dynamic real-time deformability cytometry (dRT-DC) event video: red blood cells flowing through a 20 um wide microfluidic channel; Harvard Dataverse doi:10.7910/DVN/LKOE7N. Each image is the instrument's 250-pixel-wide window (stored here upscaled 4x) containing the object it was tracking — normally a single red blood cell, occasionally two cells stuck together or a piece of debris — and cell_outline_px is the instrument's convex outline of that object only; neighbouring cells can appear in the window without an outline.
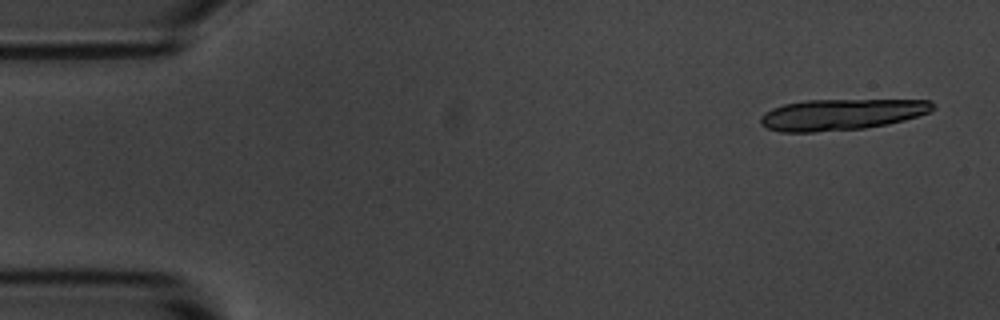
{"species": "common noctule bat (a hibernating species)", "species_latin": "Nyctalus noctula", "temperature_condition": "room temperature", "stored_images_in_passage": 7, "camera_frame_rate_fps": 3000, "um_per_image_px": 0.085, "animal": {"sex": "male", "body_mass_g": 20.1, "forearm_length_mm": 53.5}, "frame": {"image": 1, "passage_image": 1, "time_ms": 0.0, "image_size_px": [1000, 320], "cell_outline_px": [[936, 108], [932, 112], [904, 120], [888, 124], [864, 128], [812, 132], [780, 132], [768, 128], [760, 124], [760, 116], [764, 112], [772, 108], [784, 104], [804, 100], [932, 100], [936, 104]], "centroid_in_image_um": [71.54, 9.72], "position_along_channel_um": 13.5, "area_um2": 31.5}}
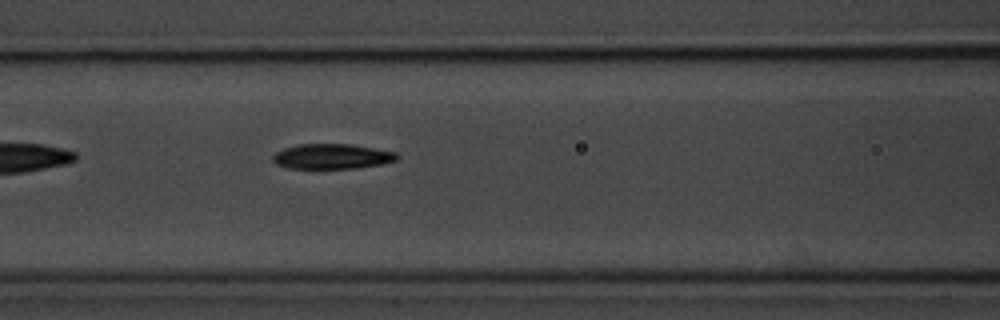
{"frame": {"image": 2, "passage_image": 7, "time_ms": 6.667, "image_size_px": [1000, 320], "cell_outline_px": [[400, 156], [396, 160], [380, 164], [356, 168], [288, 168], [276, 164], [272, 160], [272, 156], [276, 152], [284, 148], [296, 144], [352, 144], [396, 152]], "centroid_in_image_um": [28.2, 13.29], "position_along_channel_um": 138.4, "area_um2": 18.15}}